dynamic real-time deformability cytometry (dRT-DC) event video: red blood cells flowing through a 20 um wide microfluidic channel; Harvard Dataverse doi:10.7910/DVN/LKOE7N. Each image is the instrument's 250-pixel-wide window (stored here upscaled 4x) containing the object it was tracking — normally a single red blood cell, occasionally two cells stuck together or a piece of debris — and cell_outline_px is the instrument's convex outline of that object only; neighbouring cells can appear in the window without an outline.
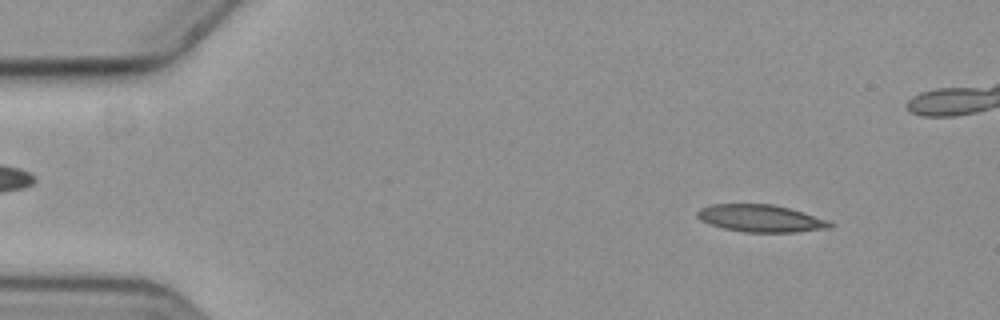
{"species": "common noctule bat (a hibernating species)", "species_latin": "Nyctalus noctula", "temperature_condition": "cold", "stored_images_in_passage": 51, "camera_frame_rate_fps": 3000, "um_per_image_px": 0.085, "animal": {"sex": "female", "body_mass_g": 19.3, "forearm_length_mm": 54.1}, "frame": {"image": 1, "passage_image": 6, "time_ms": 1.667, "image_size_px": [1000, 320], "cell_outline_px": [[836, 224], [832, 228], [796, 232], [744, 232], [724, 228], [700, 220], [696, 216], [696, 212], [700, 208], [712, 204], [772, 204], [788, 208], [828, 220]], "centroid_in_image_um": [64.68, 18.56], "position_along_channel_um": 20.3, "area_um2": 21.04}}
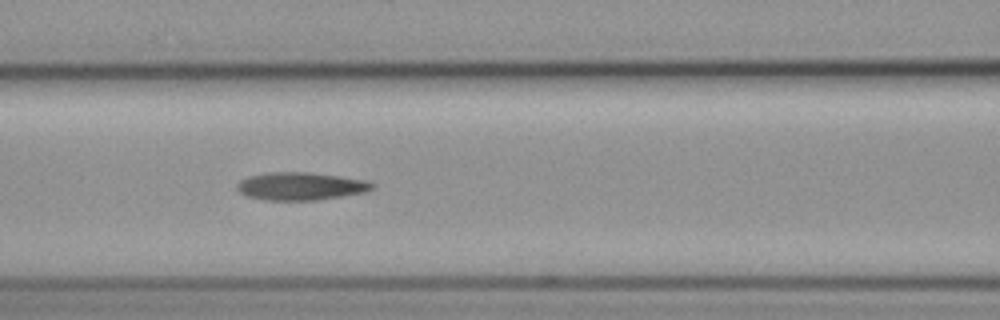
{"frame": {"image": 2, "passage_image": 24, "time_ms": 7.667, "image_size_px": [1000, 320], "cell_outline_px": [[376, 184], [372, 188], [364, 192], [316, 200], [264, 200], [248, 196], [240, 192], [236, 188], [236, 184], [240, 180], [248, 176], [272, 172], [308, 172], [364, 180]], "centroid_in_image_um": [25.5, 15.83], "position_along_channel_um": 141.1, "area_um2": 21.62}}
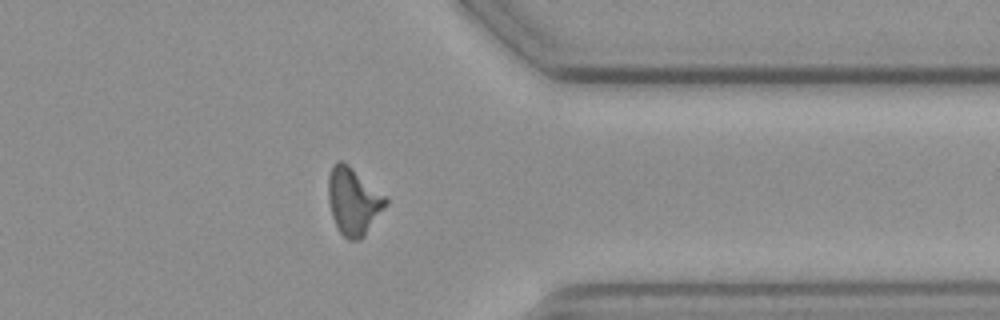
{"frame": {"image": 3, "passage_image": 45, "time_ms": 14.667, "image_size_px": [1000, 320], "cell_outline_px": [[388, 204], [364, 236], [360, 240], [348, 240], [340, 232], [332, 216], [328, 200], [328, 176], [332, 164], [336, 160], [340, 160], [348, 164], [388, 196]], "centroid_in_image_um": [30.05, 17.07], "position_along_channel_um": 381.3, "area_um2": 22.83}}